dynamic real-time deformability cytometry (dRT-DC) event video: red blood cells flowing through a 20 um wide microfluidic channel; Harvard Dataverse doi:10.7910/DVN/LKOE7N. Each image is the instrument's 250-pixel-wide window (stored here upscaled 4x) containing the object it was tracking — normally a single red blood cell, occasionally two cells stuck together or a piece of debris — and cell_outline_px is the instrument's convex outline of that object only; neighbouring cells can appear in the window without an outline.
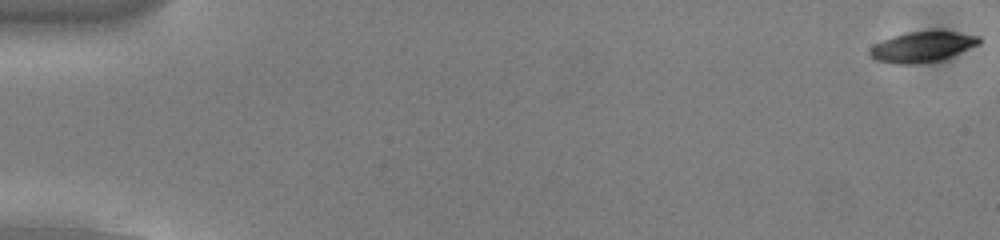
{"species": "common noctule bat (a hibernating species)", "species_latin": "Nyctalus noctula", "temperature_condition": "cold", "stored_images_in_passage": 55, "camera_frame_rate_fps": 3000, "um_per_image_px": 0.085, "animal": {"sex": "male", "body_mass_g": 13.0, "forearm_length_mm": 53.1}, "frame": {"image": 1, "passage_image": 1, "time_ms": 0.0, "image_size_px": [1000, 240], "cell_outline_px": [[980, 44], [940, 60], [916, 64], [896, 64], [876, 60], [868, 52], [876, 44], [892, 36], [908, 32], [956, 32], [980, 36]], "centroid_in_image_um": [78.4, 3.99], "position_along_channel_um": 6.6, "area_um2": 18.9}}
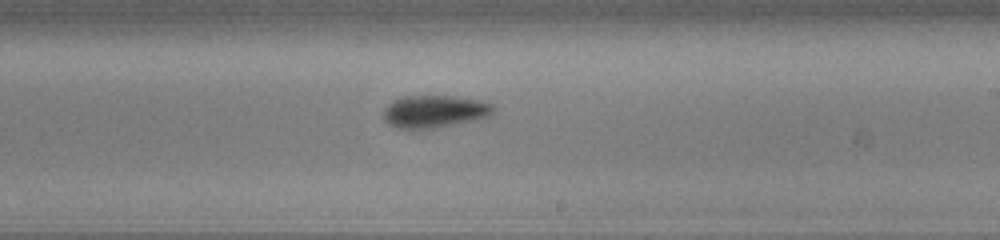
{"frame": {"image": 2, "passage_image": 33, "time_ms": 10.667, "image_size_px": [1000, 240], "cell_outline_px": [[496, 108], [488, 116], [476, 120], [432, 128], [396, 128], [388, 124], [384, 120], [384, 108], [392, 100], [400, 96], [452, 96], [480, 100], [492, 104]], "centroid_in_image_um": [36.91, 9.46], "position_along_channel_um": 252.1, "area_um2": 20.75}}
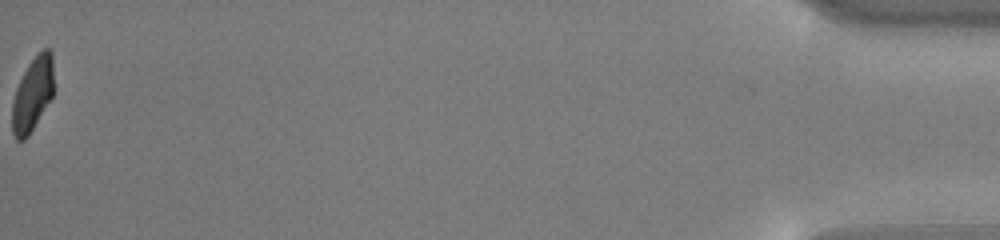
{"frame": {"image": 3, "passage_image": 55, "time_ms": 18.0, "image_size_px": [1000, 240], "cell_outline_px": [[52, 96], [28, 136], [24, 140], [16, 140], [12, 132], [12, 104], [16, 88], [28, 64], [44, 48], [48, 48], [52, 52]], "centroid_in_image_um": [2.74, 8.03], "position_along_channel_um": 432.5, "area_um2": 17.46}, "authors_computed_cell_mechanics": {"area_um2": 19.8832, "velocity_mm_per_s": 3.8197, "shape_relaxation_time_tau1_ms": 2.8401, "shape_relaxation_time_tau2_ms": 3.1512, "deformation_change_tau1": 0.1115, "deformation_change_tau2": 0.0718}}